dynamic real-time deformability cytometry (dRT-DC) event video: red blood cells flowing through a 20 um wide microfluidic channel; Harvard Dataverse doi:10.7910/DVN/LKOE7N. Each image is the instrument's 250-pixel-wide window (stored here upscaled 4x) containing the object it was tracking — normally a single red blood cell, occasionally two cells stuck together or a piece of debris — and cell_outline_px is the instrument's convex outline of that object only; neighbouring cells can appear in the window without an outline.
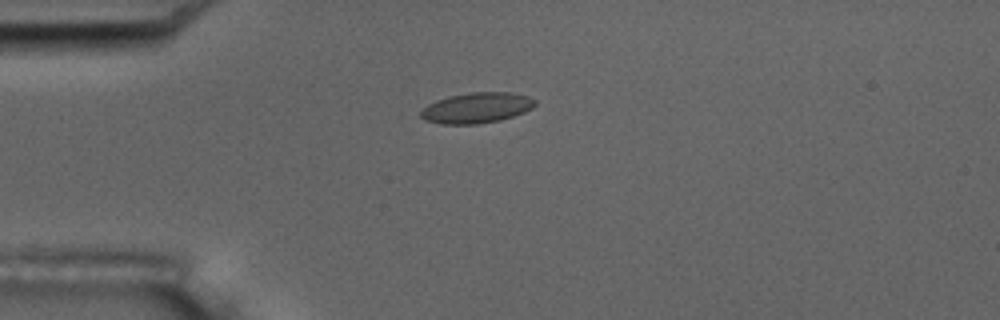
{"species": "common noctule bat (a hibernating species)", "species_latin": "Nyctalus noctula", "temperature_condition": "room temperature", "stored_images_in_passage": 5, "camera_frame_rate_fps": 3000, "um_per_image_px": 0.085, "animal": {"sex": "male", "body_mass_g": 17.5, "forearm_length_mm": 52.3}, "frame": {"image": 1, "passage_image": 1, "time_ms": 0.0, "image_size_px": [1000, 320], "cell_outline_px": [[536, 104], [532, 108], [524, 112], [500, 120], [476, 124], [440, 124], [424, 120], [420, 116], [420, 112], [428, 104], [436, 100], [448, 96], [468, 92], [508, 92], [528, 96], [536, 100]], "centroid_in_image_um": [40.5, 9.16], "position_along_channel_um": 44.5, "area_um2": 20.4}}
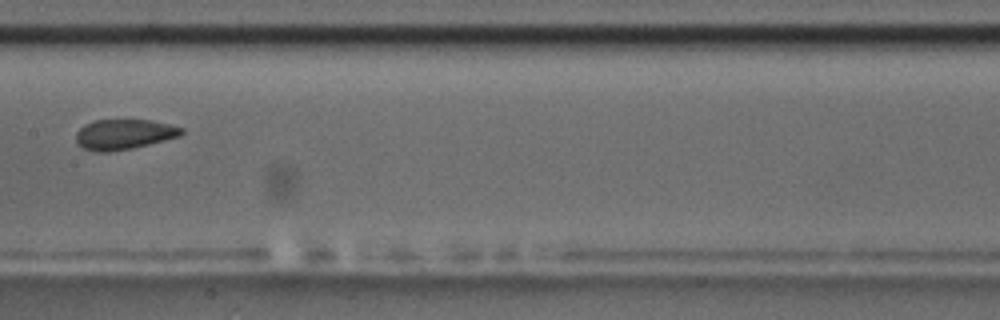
{"frame": {"image": 2, "passage_image": 5, "time_ms": 4.667, "image_size_px": [1000, 320], "cell_outline_px": [[184, 132], [180, 136], [132, 148], [108, 152], [96, 152], [84, 148], [76, 140], [76, 132], [84, 124], [96, 120], [152, 120], [184, 128]], "centroid_in_image_um": [10.54, 11.41], "position_along_channel_um": 196.9, "area_um2": 18.44}}